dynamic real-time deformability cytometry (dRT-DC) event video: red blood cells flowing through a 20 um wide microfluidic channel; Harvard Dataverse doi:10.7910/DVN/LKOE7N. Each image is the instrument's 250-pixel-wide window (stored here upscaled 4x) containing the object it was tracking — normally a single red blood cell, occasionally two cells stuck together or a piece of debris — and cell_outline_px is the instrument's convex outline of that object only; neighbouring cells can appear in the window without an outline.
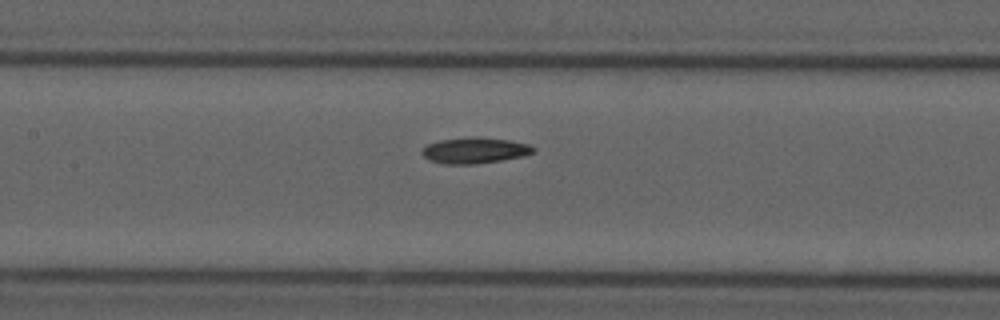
{"species": "common noctule bat (a hibernating species)", "species_latin": "Nyctalus noctula", "temperature_condition": "cold", "stored_images_in_passage": 7, "segment_of_instrument_passage": [2, 2], "camera_frame_rate_fps": 3000, "um_per_image_px": 0.085, "animal": {"sex": "male", "forearm_length_mm": 52.5}, "frame": {"image": 1, "passage_image": 7, "time_ms": 8.0, "image_size_px": [1000, 320], "cell_outline_px": [[536, 152], [524, 156], [476, 164], [444, 164], [428, 160], [420, 152], [428, 144], [440, 140], [476, 136], [508, 140], [528, 144], [536, 148]], "centroid_in_image_um": [40.36, 12.79], "position_along_channel_um": 167.0, "area_um2": 16.88}}